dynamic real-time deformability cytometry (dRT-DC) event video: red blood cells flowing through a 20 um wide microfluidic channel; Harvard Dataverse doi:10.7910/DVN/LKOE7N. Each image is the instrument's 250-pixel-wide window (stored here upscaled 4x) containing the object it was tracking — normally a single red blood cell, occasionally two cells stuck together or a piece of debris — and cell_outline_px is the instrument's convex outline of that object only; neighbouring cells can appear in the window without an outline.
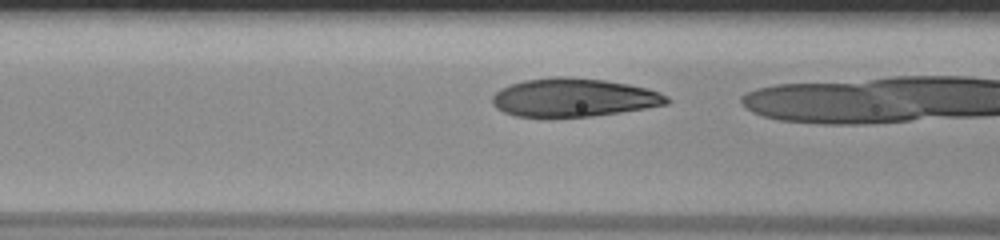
{"species": "human", "species_latin": "Homo sapiens", "temperature_condition": "room temperature", "stored_images_in_passage": 4, "camera_frame_rate_fps": 3000, "um_per_image_px": 0.085, "donor": {"sex": "male"}, "frame": {"image": 1, "passage_image": 3, "time_ms": 0.667, "image_size_px": [1000, 240], "cell_outline_px": [[668, 104], [620, 112], [592, 116], [544, 120], [516, 116], [504, 112], [496, 108], [492, 104], [492, 96], [500, 88], [524, 80], [556, 76], [568, 76], [604, 80], [628, 84], [660, 92], [668, 96]], "centroid_in_image_um": [48.69, 8.32], "position_along_channel_um": 117.9, "area_um2": 39.82}}